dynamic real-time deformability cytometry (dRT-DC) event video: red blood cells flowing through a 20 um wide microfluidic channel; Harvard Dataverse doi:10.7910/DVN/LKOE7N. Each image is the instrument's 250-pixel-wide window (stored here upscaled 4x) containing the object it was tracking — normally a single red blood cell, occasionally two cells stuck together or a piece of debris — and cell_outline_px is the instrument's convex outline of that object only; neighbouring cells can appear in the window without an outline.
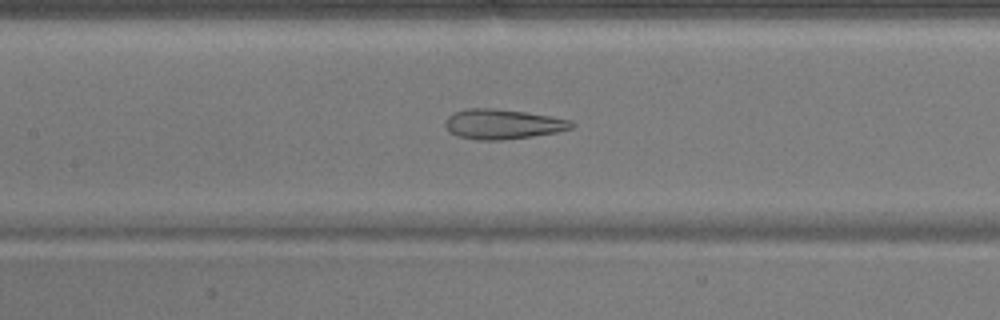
{"species": "common noctule bat (a hibernating species)", "species_latin": "Nyctalus noctula", "temperature_condition": "warm", "stored_images_in_passage": 51, "camera_frame_rate_fps": 3000, "um_per_image_px": 0.085, "animal": {"sex": "male", "body_mass_g": 17.9}, "frame": {"image": 1, "passage_image": 23, "time_ms": 7.333, "image_size_px": [1000, 320], "cell_outline_px": [[576, 124], [572, 128], [556, 132], [532, 136], [500, 140], [476, 140], [456, 136], [448, 132], [444, 124], [448, 116], [452, 112], [468, 108], [492, 108], [524, 112], [572, 120]], "centroid_in_image_um": [42.68, 10.55], "position_along_channel_um": 164.7, "area_um2": 22.08}}
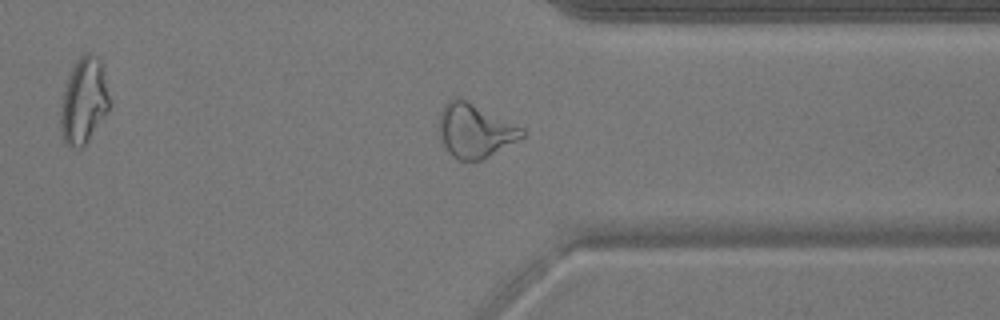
{"frame": {"image": 2, "passage_image": 39, "time_ms": 12.667, "image_size_px": [1000, 320], "cell_outline_px": [[528, 132], [524, 136], [488, 156], [480, 160], [460, 160], [452, 156], [448, 152], [440, 136], [440, 112], [444, 104], [452, 96], [460, 96], [524, 128]], "centroid_in_image_um": [40.37, 11.06], "position_along_channel_um": 371.0, "area_um2": 26.01}}
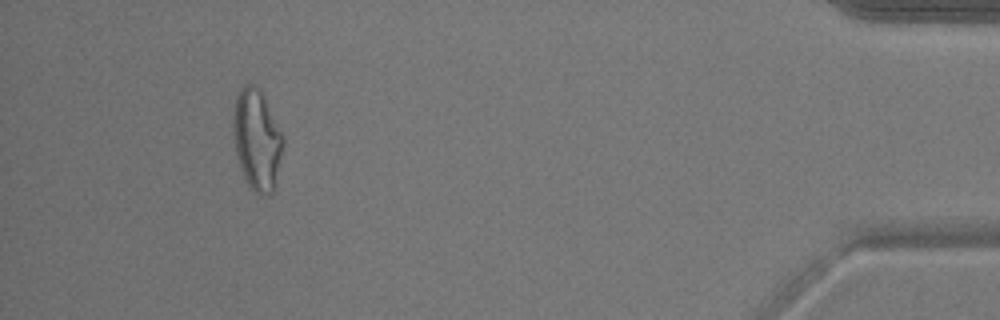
{"frame": {"image": 3, "passage_image": 47, "time_ms": 15.333, "image_size_px": [1000, 320], "cell_outline_px": [[284, 140], [272, 192], [268, 196], [256, 196], [248, 184], [240, 168], [236, 152], [232, 124], [232, 120], [236, 92], [244, 84], [256, 84], [260, 88], [284, 136]], "centroid_in_image_um": [21.81, 11.83], "position_along_channel_um": 413.4, "area_um2": 29.42}, "authors_computed_cell_mechanics": {"area_um2": 27.0504, "velocity_mm_per_s": 3.9175, "shape_relaxation_time_tau1_ms": null, "shape_relaxation_time_tau2_ms": 2.0553, "deformation_change_tau1": null, "deformation_change_tau2": 0.1227}}